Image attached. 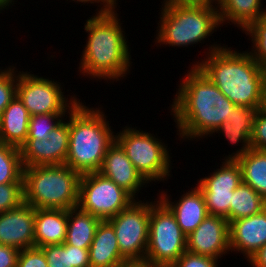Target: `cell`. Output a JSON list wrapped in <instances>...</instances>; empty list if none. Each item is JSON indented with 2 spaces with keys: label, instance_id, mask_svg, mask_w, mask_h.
<instances>
[{
  "label": "cell",
  "instance_id": "1",
  "mask_svg": "<svg viewBox=\"0 0 266 267\" xmlns=\"http://www.w3.org/2000/svg\"><path fill=\"white\" fill-rule=\"evenodd\" d=\"M187 73L177 86L179 88L171 105V113L179 137L193 140L215 133L222 122L230 118L237 105L197 66L192 65Z\"/></svg>",
  "mask_w": 266,
  "mask_h": 267
},
{
  "label": "cell",
  "instance_id": "2",
  "mask_svg": "<svg viewBox=\"0 0 266 267\" xmlns=\"http://www.w3.org/2000/svg\"><path fill=\"white\" fill-rule=\"evenodd\" d=\"M214 44L197 66L235 105L262 108L265 69L247 50ZM249 52V53H248Z\"/></svg>",
  "mask_w": 266,
  "mask_h": 267
},
{
  "label": "cell",
  "instance_id": "3",
  "mask_svg": "<svg viewBox=\"0 0 266 267\" xmlns=\"http://www.w3.org/2000/svg\"><path fill=\"white\" fill-rule=\"evenodd\" d=\"M95 14L86 20L87 42L82 51L79 70L84 76L120 80L129 73L132 62L129 45L117 11ZM116 12V13H115ZM124 33V34H123Z\"/></svg>",
  "mask_w": 266,
  "mask_h": 267
},
{
  "label": "cell",
  "instance_id": "4",
  "mask_svg": "<svg viewBox=\"0 0 266 267\" xmlns=\"http://www.w3.org/2000/svg\"><path fill=\"white\" fill-rule=\"evenodd\" d=\"M83 102L69 112V145L65 164L80 174L98 172L115 135L104 112Z\"/></svg>",
  "mask_w": 266,
  "mask_h": 267
},
{
  "label": "cell",
  "instance_id": "5",
  "mask_svg": "<svg viewBox=\"0 0 266 267\" xmlns=\"http://www.w3.org/2000/svg\"><path fill=\"white\" fill-rule=\"evenodd\" d=\"M80 178L66 164L24 167V202L35 209L77 207Z\"/></svg>",
  "mask_w": 266,
  "mask_h": 267
},
{
  "label": "cell",
  "instance_id": "6",
  "mask_svg": "<svg viewBox=\"0 0 266 267\" xmlns=\"http://www.w3.org/2000/svg\"><path fill=\"white\" fill-rule=\"evenodd\" d=\"M216 4L212 0L204 4L163 6L155 42L183 48L201 43L221 25Z\"/></svg>",
  "mask_w": 266,
  "mask_h": 267
},
{
  "label": "cell",
  "instance_id": "7",
  "mask_svg": "<svg viewBox=\"0 0 266 267\" xmlns=\"http://www.w3.org/2000/svg\"><path fill=\"white\" fill-rule=\"evenodd\" d=\"M125 128V129H124ZM115 135L137 171L149 183L168 179L171 160L168 146L149 132L125 126ZM165 178V179H164Z\"/></svg>",
  "mask_w": 266,
  "mask_h": 267
},
{
  "label": "cell",
  "instance_id": "8",
  "mask_svg": "<svg viewBox=\"0 0 266 267\" xmlns=\"http://www.w3.org/2000/svg\"><path fill=\"white\" fill-rule=\"evenodd\" d=\"M187 235L171 210L159 199L150 202L149 235L145 260L171 267L186 251Z\"/></svg>",
  "mask_w": 266,
  "mask_h": 267
},
{
  "label": "cell",
  "instance_id": "9",
  "mask_svg": "<svg viewBox=\"0 0 266 267\" xmlns=\"http://www.w3.org/2000/svg\"><path fill=\"white\" fill-rule=\"evenodd\" d=\"M134 198L124 188L99 172L81 174L78 207L101 220L116 216L128 208Z\"/></svg>",
  "mask_w": 266,
  "mask_h": 267
},
{
  "label": "cell",
  "instance_id": "10",
  "mask_svg": "<svg viewBox=\"0 0 266 267\" xmlns=\"http://www.w3.org/2000/svg\"><path fill=\"white\" fill-rule=\"evenodd\" d=\"M61 88L60 82L52 79L39 77L27 71L18 73L17 96L30 116L69 113L80 100L72 95L68 101Z\"/></svg>",
  "mask_w": 266,
  "mask_h": 267
},
{
  "label": "cell",
  "instance_id": "11",
  "mask_svg": "<svg viewBox=\"0 0 266 267\" xmlns=\"http://www.w3.org/2000/svg\"><path fill=\"white\" fill-rule=\"evenodd\" d=\"M150 220V203L135 200L107 221L112 225L121 255L126 260H145Z\"/></svg>",
  "mask_w": 266,
  "mask_h": 267
},
{
  "label": "cell",
  "instance_id": "12",
  "mask_svg": "<svg viewBox=\"0 0 266 267\" xmlns=\"http://www.w3.org/2000/svg\"><path fill=\"white\" fill-rule=\"evenodd\" d=\"M214 171L200 178L197 187L203 193L209 215L225 217L230 223L232 193L242 182L241 167L237 160H224Z\"/></svg>",
  "mask_w": 266,
  "mask_h": 267
},
{
  "label": "cell",
  "instance_id": "13",
  "mask_svg": "<svg viewBox=\"0 0 266 267\" xmlns=\"http://www.w3.org/2000/svg\"><path fill=\"white\" fill-rule=\"evenodd\" d=\"M64 119L48 139L27 138L20 147L24 167L65 164L69 145V121Z\"/></svg>",
  "mask_w": 266,
  "mask_h": 267
},
{
  "label": "cell",
  "instance_id": "14",
  "mask_svg": "<svg viewBox=\"0 0 266 267\" xmlns=\"http://www.w3.org/2000/svg\"><path fill=\"white\" fill-rule=\"evenodd\" d=\"M186 250L202 256L220 259L230 251L229 222L225 217L208 215L187 235ZM222 255V256H221Z\"/></svg>",
  "mask_w": 266,
  "mask_h": 267
},
{
  "label": "cell",
  "instance_id": "15",
  "mask_svg": "<svg viewBox=\"0 0 266 267\" xmlns=\"http://www.w3.org/2000/svg\"><path fill=\"white\" fill-rule=\"evenodd\" d=\"M35 208L23 202L0 213V244L19 250L34 247Z\"/></svg>",
  "mask_w": 266,
  "mask_h": 267
},
{
  "label": "cell",
  "instance_id": "16",
  "mask_svg": "<svg viewBox=\"0 0 266 267\" xmlns=\"http://www.w3.org/2000/svg\"><path fill=\"white\" fill-rule=\"evenodd\" d=\"M266 244V208L259 214L229 223L230 251L241 252L247 261Z\"/></svg>",
  "mask_w": 266,
  "mask_h": 267
},
{
  "label": "cell",
  "instance_id": "17",
  "mask_svg": "<svg viewBox=\"0 0 266 267\" xmlns=\"http://www.w3.org/2000/svg\"><path fill=\"white\" fill-rule=\"evenodd\" d=\"M98 172L124 188L134 198L141 187L148 184L116 140L109 146Z\"/></svg>",
  "mask_w": 266,
  "mask_h": 267
},
{
  "label": "cell",
  "instance_id": "18",
  "mask_svg": "<svg viewBox=\"0 0 266 267\" xmlns=\"http://www.w3.org/2000/svg\"><path fill=\"white\" fill-rule=\"evenodd\" d=\"M158 197L173 213L180 229L190 234L209 215L203 193L194 187L172 202L164 191Z\"/></svg>",
  "mask_w": 266,
  "mask_h": 267
},
{
  "label": "cell",
  "instance_id": "19",
  "mask_svg": "<svg viewBox=\"0 0 266 267\" xmlns=\"http://www.w3.org/2000/svg\"><path fill=\"white\" fill-rule=\"evenodd\" d=\"M67 225L68 210L35 209L34 247L63 244Z\"/></svg>",
  "mask_w": 266,
  "mask_h": 267
},
{
  "label": "cell",
  "instance_id": "20",
  "mask_svg": "<svg viewBox=\"0 0 266 267\" xmlns=\"http://www.w3.org/2000/svg\"><path fill=\"white\" fill-rule=\"evenodd\" d=\"M126 261L120 253L112 225L107 220H101L89 247L90 266L122 267Z\"/></svg>",
  "mask_w": 266,
  "mask_h": 267
},
{
  "label": "cell",
  "instance_id": "21",
  "mask_svg": "<svg viewBox=\"0 0 266 267\" xmlns=\"http://www.w3.org/2000/svg\"><path fill=\"white\" fill-rule=\"evenodd\" d=\"M30 115L16 95L0 116V143L20 148L27 140Z\"/></svg>",
  "mask_w": 266,
  "mask_h": 267
},
{
  "label": "cell",
  "instance_id": "22",
  "mask_svg": "<svg viewBox=\"0 0 266 267\" xmlns=\"http://www.w3.org/2000/svg\"><path fill=\"white\" fill-rule=\"evenodd\" d=\"M220 23L237 25L245 31L266 14L262 0H216Z\"/></svg>",
  "mask_w": 266,
  "mask_h": 267
},
{
  "label": "cell",
  "instance_id": "23",
  "mask_svg": "<svg viewBox=\"0 0 266 267\" xmlns=\"http://www.w3.org/2000/svg\"><path fill=\"white\" fill-rule=\"evenodd\" d=\"M100 221V218L82 211L78 206L69 209L65 243L89 249Z\"/></svg>",
  "mask_w": 266,
  "mask_h": 267
},
{
  "label": "cell",
  "instance_id": "24",
  "mask_svg": "<svg viewBox=\"0 0 266 267\" xmlns=\"http://www.w3.org/2000/svg\"><path fill=\"white\" fill-rule=\"evenodd\" d=\"M242 172V182L251 186L266 200V150L250 149L237 159Z\"/></svg>",
  "mask_w": 266,
  "mask_h": 267
},
{
  "label": "cell",
  "instance_id": "25",
  "mask_svg": "<svg viewBox=\"0 0 266 267\" xmlns=\"http://www.w3.org/2000/svg\"><path fill=\"white\" fill-rule=\"evenodd\" d=\"M266 208V200L251 186L241 182L233 191L230 203V222L256 215Z\"/></svg>",
  "mask_w": 266,
  "mask_h": 267
},
{
  "label": "cell",
  "instance_id": "26",
  "mask_svg": "<svg viewBox=\"0 0 266 267\" xmlns=\"http://www.w3.org/2000/svg\"><path fill=\"white\" fill-rule=\"evenodd\" d=\"M40 248L45 254L48 267H91L89 249H82L65 242Z\"/></svg>",
  "mask_w": 266,
  "mask_h": 267
},
{
  "label": "cell",
  "instance_id": "27",
  "mask_svg": "<svg viewBox=\"0 0 266 267\" xmlns=\"http://www.w3.org/2000/svg\"><path fill=\"white\" fill-rule=\"evenodd\" d=\"M24 183L20 148L0 143V184Z\"/></svg>",
  "mask_w": 266,
  "mask_h": 267
},
{
  "label": "cell",
  "instance_id": "28",
  "mask_svg": "<svg viewBox=\"0 0 266 267\" xmlns=\"http://www.w3.org/2000/svg\"><path fill=\"white\" fill-rule=\"evenodd\" d=\"M244 33L251 37L252 57L262 68L266 69V14L253 22Z\"/></svg>",
  "mask_w": 266,
  "mask_h": 267
},
{
  "label": "cell",
  "instance_id": "29",
  "mask_svg": "<svg viewBox=\"0 0 266 267\" xmlns=\"http://www.w3.org/2000/svg\"><path fill=\"white\" fill-rule=\"evenodd\" d=\"M68 113H50L30 116L29 131L27 138H36L39 140L48 139L50 132L57 127L63 117Z\"/></svg>",
  "mask_w": 266,
  "mask_h": 267
},
{
  "label": "cell",
  "instance_id": "30",
  "mask_svg": "<svg viewBox=\"0 0 266 267\" xmlns=\"http://www.w3.org/2000/svg\"><path fill=\"white\" fill-rule=\"evenodd\" d=\"M216 133H222L228 142L234 144L242 143L241 149L233 152L231 155L226 156L225 160H237L245 155L250 149V135L243 129V127H236L230 124L229 120H225L216 129Z\"/></svg>",
  "mask_w": 266,
  "mask_h": 267
},
{
  "label": "cell",
  "instance_id": "31",
  "mask_svg": "<svg viewBox=\"0 0 266 267\" xmlns=\"http://www.w3.org/2000/svg\"><path fill=\"white\" fill-rule=\"evenodd\" d=\"M10 67L0 72V116L17 95L18 71Z\"/></svg>",
  "mask_w": 266,
  "mask_h": 267
},
{
  "label": "cell",
  "instance_id": "32",
  "mask_svg": "<svg viewBox=\"0 0 266 267\" xmlns=\"http://www.w3.org/2000/svg\"><path fill=\"white\" fill-rule=\"evenodd\" d=\"M24 202V183L0 184V213L14 209Z\"/></svg>",
  "mask_w": 266,
  "mask_h": 267
},
{
  "label": "cell",
  "instance_id": "33",
  "mask_svg": "<svg viewBox=\"0 0 266 267\" xmlns=\"http://www.w3.org/2000/svg\"><path fill=\"white\" fill-rule=\"evenodd\" d=\"M250 145L252 149L266 150V109L261 108L255 114Z\"/></svg>",
  "mask_w": 266,
  "mask_h": 267
},
{
  "label": "cell",
  "instance_id": "34",
  "mask_svg": "<svg viewBox=\"0 0 266 267\" xmlns=\"http://www.w3.org/2000/svg\"><path fill=\"white\" fill-rule=\"evenodd\" d=\"M261 108H252L246 106H236L232 110L229 120L230 124L243 129L251 136L253 130V121L256 112Z\"/></svg>",
  "mask_w": 266,
  "mask_h": 267
},
{
  "label": "cell",
  "instance_id": "35",
  "mask_svg": "<svg viewBox=\"0 0 266 267\" xmlns=\"http://www.w3.org/2000/svg\"><path fill=\"white\" fill-rule=\"evenodd\" d=\"M17 267H48L45 254L39 247L20 250Z\"/></svg>",
  "mask_w": 266,
  "mask_h": 267
},
{
  "label": "cell",
  "instance_id": "36",
  "mask_svg": "<svg viewBox=\"0 0 266 267\" xmlns=\"http://www.w3.org/2000/svg\"><path fill=\"white\" fill-rule=\"evenodd\" d=\"M218 259L185 251L171 267H218Z\"/></svg>",
  "mask_w": 266,
  "mask_h": 267
},
{
  "label": "cell",
  "instance_id": "37",
  "mask_svg": "<svg viewBox=\"0 0 266 267\" xmlns=\"http://www.w3.org/2000/svg\"><path fill=\"white\" fill-rule=\"evenodd\" d=\"M19 252L17 248L0 244V267H17Z\"/></svg>",
  "mask_w": 266,
  "mask_h": 267
},
{
  "label": "cell",
  "instance_id": "38",
  "mask_svg": "<svg viewBox=\"0 0 266 267\" xmlns=\"http://www.w3.org/2000/svg\"><path fill=\"white\" fill-rule=\"evenodd\" d=\"M72 1H76L77 3L78 2H81V3H99L100 2V6L103 5L102 7L99 8V11L96 12V14H104V13H107V12H110L112 11L114 8H116L117 6V0H72Z\"/></svg>",
  "mask_w": 266,
  "mask_h": 267
},
{
  "label": "cell",
  "instance_id": "39",
  "mask_svg": "<svg viewBox=\"0 0 266 267\" xmlns=\"http://www.w3.org/2000/svg\"><path fill=\"white\" fill-rule=\"evenodd\" d=\"M253 267H266V244L261 247L248 261Z\"/></svg>",
  "mask_w": 266,
  "mask_h": 267
},
{
  "label": "cell",
  "instance_id": "40",
  "mask_svg": "<svg viewBox=\"0 0 266 267\" xmlns=\"http://www.w3.org/2000/svg\"><path fill=\"white\" fill-rule=\"evenodd\" d=\"M122 267H164L147 260H127Z\"/></svg>",
  "mask_w": 266,
  "mask_h": 267
},
{
  "label": "cell",
  "instance_id": "41",
  "mask_svg": "<svg viewBox=\"0 0 266 267\" xmlns=\"http://www.w3.org/2000/svg\"><path fill=\"white\" fill-rule=\"evenodd\" d=\"M212 0H164L162 6L168 5H189V4H204Z\"/></svg>",
  "mask_w": 266,
  "mask_h": 267
},
{
  "label": "cell",
  "instance_id": "42",
  "mask_svg": "<svg viewBox=\"0 0 266 267\" xmlns=\"http://www.w3.org/2000/svg\"><path fill=\"white\" fill-rule=\"evenodd\" d=\"M262 108L266 109V69H265V74H264V79H263V103H262Z\"/></svg>",
  "mask_w": 266,
  "mask_h": 267
},
{
  "label": "cell",
  "instance_id": "43",
  "mask_svg": "<svg viewBox=\"0 0 266 267\" xmlns=\"http://www.w3.org/2000/svg\"><path fill=\"white\" fill-rule=\"evenodd\" d=\"M14 4L15 1L13 0H0V11L7 9L11 4Z\"/></svg>",
  "mask_w": 266,
  "mask_h": 267
}]
</instances>
